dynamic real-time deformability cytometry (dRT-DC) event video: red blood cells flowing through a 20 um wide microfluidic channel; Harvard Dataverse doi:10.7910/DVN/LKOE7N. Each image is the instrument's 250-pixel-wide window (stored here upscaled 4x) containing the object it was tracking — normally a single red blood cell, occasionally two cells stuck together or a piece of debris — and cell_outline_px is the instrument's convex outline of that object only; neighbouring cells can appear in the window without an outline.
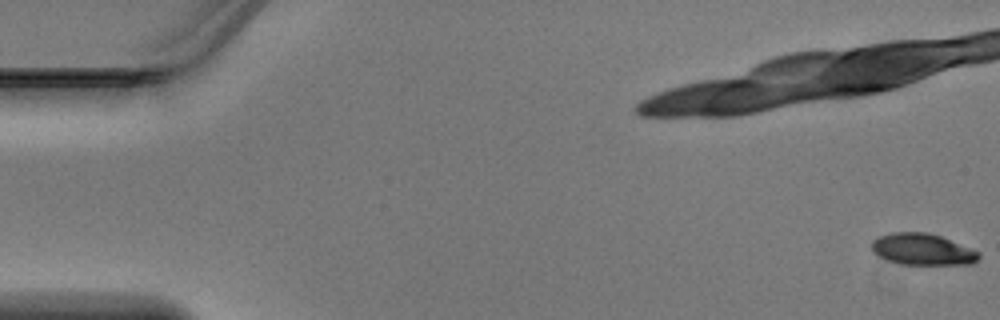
{"species": "Egyptian fruit bat (a non-hibernating species)", "species_latin": "Rousettus aegyptiacus", "temperature_condition": "warm", "stored_images_in_passage": 16, "camera_frame_rate_fps": 3000, "um_per_image_px": 0.085, "animal": {"sex": "male"}, "frame": {"image": 1, "passage_image": 1, "time_ms": 0.0, "image_size_px": [1000, 320], "cell_outline_px": [[980, 256], [972, 264], [900, 264], [888, 260], [872, 252], [872, 240], [880, 236], [892, 232], [928, 232], [940, 236], [980, 252]], "centroid_in_image_um": [78.39, 21.19], "position_along_channel_um": 6.6, "area_um2": 19.48}}